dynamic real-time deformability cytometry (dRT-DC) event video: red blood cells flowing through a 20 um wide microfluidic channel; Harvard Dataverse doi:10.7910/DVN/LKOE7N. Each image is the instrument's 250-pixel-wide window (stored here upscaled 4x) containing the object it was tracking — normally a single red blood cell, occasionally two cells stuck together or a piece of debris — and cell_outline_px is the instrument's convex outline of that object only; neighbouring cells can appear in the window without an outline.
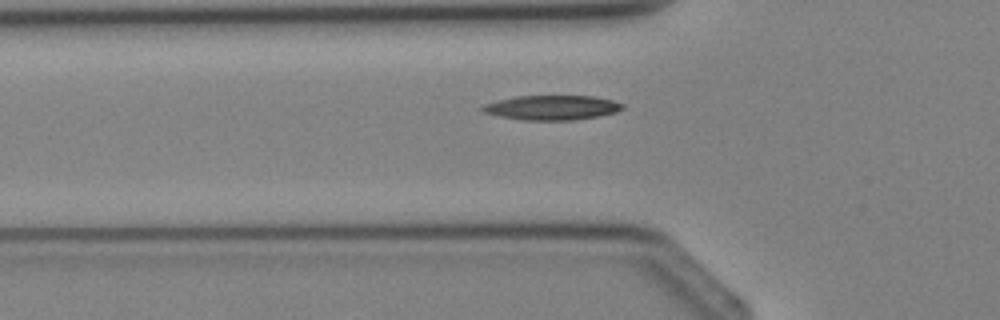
{"species": "Egyptian fruit bat (a non-hibernating species)", "species_latin": "Rousettus aegyptiacus", "temperature_condition": "cold", "stored_images_in_passage": 3, "camera_frame_rate_fps": 3000, "um_per_image_px": 0.085, "animal": {"sex": "female"}, "frame": {"image": 1, "passage_image": 3, "time_ms": 2.333, "image_size_px": [1000, 320], "cell_outline_px": [[624, 108], [616, 112], [596, 116], [572, 120], [520, 120], [500, 116], [484, 112], [480, 108], [484, 104], [516, 96], [592, 96], [612, 100], [624, 104]], "centroid_in_image_um": [46.92, 9.14], "position_along_channel_um": 78.9, "area_um2": 19.88}}